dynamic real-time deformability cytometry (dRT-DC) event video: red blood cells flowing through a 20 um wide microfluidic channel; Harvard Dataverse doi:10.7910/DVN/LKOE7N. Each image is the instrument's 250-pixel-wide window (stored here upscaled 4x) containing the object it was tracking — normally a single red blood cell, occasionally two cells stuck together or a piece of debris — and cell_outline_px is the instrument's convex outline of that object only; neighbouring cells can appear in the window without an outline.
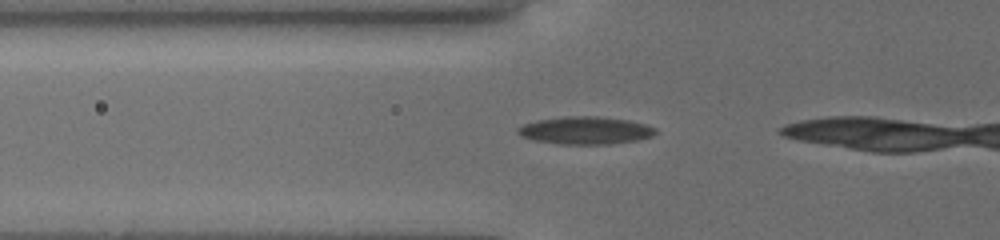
{"species": "common noctule bat (a hibernating species)", "species_latin": "Nyctalus noctula", "temperature_condition": "cold", "stored_images_in_passage": 10, "camera_frame_rate_fps": 3000, "um_per_image_px": 0.085, "animal": {"sex": "female", "body_mass_g": 19.5, "forearm_length_mm": 54.1}, "frame": {"image": 1, "passage_image": 2, "time_ms": 0.333, "image_size_px": [1000, 240], "cell_outline_px": [[656, 132], [652, 136], [636, 140], [608, 144], [560, 144], [536, 140], [520, 136], [516, 132], [516, 128], [524, 124], [536, 120], [564, 116], [596, 116], [628, 120], [644, 124], [656, 128]], "centroid_in_image_um": [49.72, 11.08], "position_along_channel_um": 76.1, "area_um2": 22.08}}
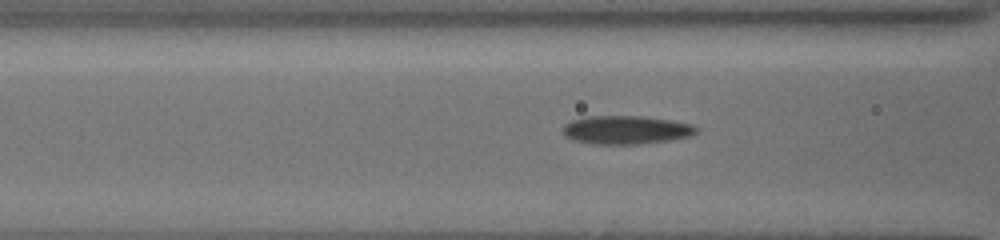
{"frame": {"image": 2, "passage_image": 5, "time_ms": 1.333, "image_size_px": [1000, 240], "cell_outline_px": [[700, 128], [696, 132], [688, 136], [664, 140], [636, 144], [592, 144], [572, 140], [564, 136], [564, 124], [572, 120], [588, 116], [644, 116], [672, 120], [692, 124]], "centroid_in_image_um": [53.18, 11.03], "position_along_channel_um": 113.4, "area_um2": 22.02}}
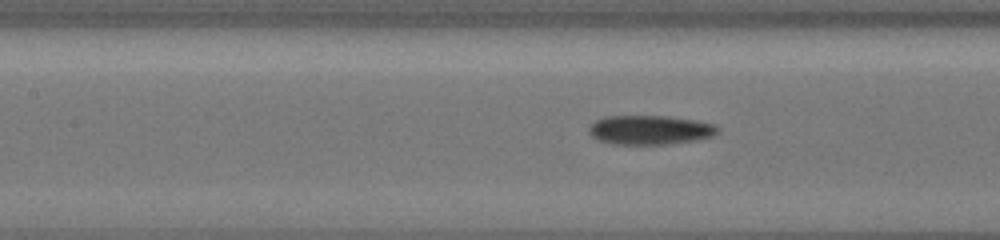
{"frame": {"image": 3, "passage_image": 8, "time_ms": 2.333, "image_size_px": [1000, 240], "cell_outline_px": [[720, 128], [712, 136], [696, 140], [672, 144], [612, 144], [596, 140], [588, 132], [588, 128], [596, 120], [604, 116], [668, 116], [696, 120], [716, 124]], "centroid_in_image_um": [55.24, 11.04], "position_along_channel_um": 152.2, "area_um2": 22.14}}